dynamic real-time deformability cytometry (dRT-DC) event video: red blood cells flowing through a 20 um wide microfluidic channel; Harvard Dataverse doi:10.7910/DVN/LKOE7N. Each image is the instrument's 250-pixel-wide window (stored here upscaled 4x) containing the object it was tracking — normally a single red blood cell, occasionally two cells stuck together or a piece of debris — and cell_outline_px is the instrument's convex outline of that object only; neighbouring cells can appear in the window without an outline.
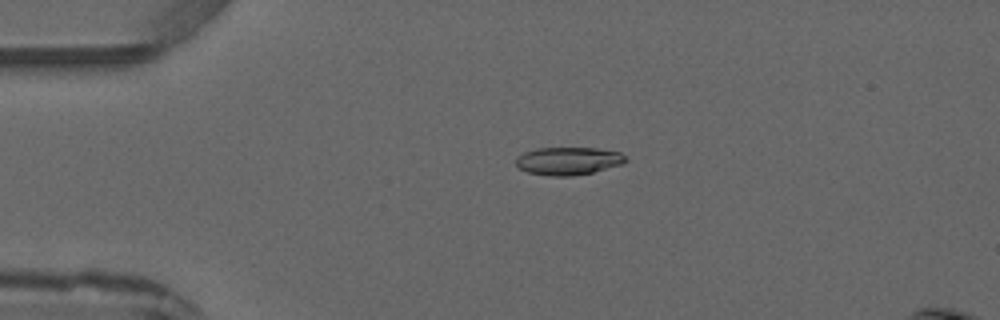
{"species": "common noctule bat (a hibernating species)", "species_latin": "Nyctalus noctula", "temperature_condition": "warm", "stored_images_in_passage": 2, "camera_frame_rate_fps": 3000, "um_per_image_px": 0.085, "animal": {"sex": "male", "forearm_length_mm": 52.5}, "frame": {"image": 1, "passage_image": 1, "time_ms": 0.0, "image_size_px": [1000, 320], "cell_outline_px": [[628, 160], [624, 164], [592, 172], [572, 176], [548, 176], [528, 172], [516, 168], [516, 156], [524, 152], [536, 148], [596, 148], [620, 152]], "centroid_in_image_um": [48.28, 13.68], "position_along_channel_um": 36.7, "area_um2": 17.98}}